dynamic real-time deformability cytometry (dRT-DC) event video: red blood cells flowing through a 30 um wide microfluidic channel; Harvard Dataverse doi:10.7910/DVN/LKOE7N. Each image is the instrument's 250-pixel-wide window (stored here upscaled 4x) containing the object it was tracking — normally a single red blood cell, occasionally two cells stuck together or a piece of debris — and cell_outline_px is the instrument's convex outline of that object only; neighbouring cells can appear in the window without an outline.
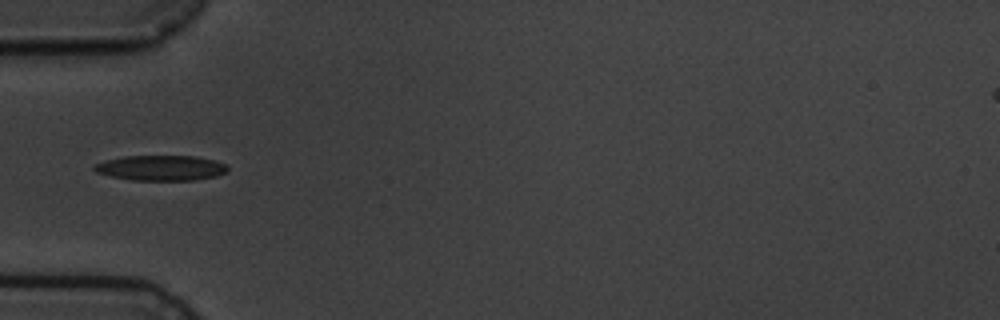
{"species": "common noctule bat (a hibernating species)", "species_latin": "Nyctalus noctula", "temperature_condition": "cold", "stored_images_in_passage": 8, "camera_frame_rate_fps": 3000, "um_per_image_px": 0.085, "animal": {"sex": "male", "body_mass_g": 19.5, "forearm_length_mm": 54.6}, "frame": {"image": 1, "passage_image": 2, "time_ms": 1.0, "image_size_px": [1000, 320], "cell_outline_px": [[228, 172], [216, 176], [192, 180], [132, 180], [112, 176], [96, 172], [92, 168], [96, 164], [104, 160], [124, 156], [196, 156], [216, 160], [228, 164]], "centroid_in_image_um": [13.72, 14.26], "position_along_channel_um": 71.3, "area_um2": 19.71}}
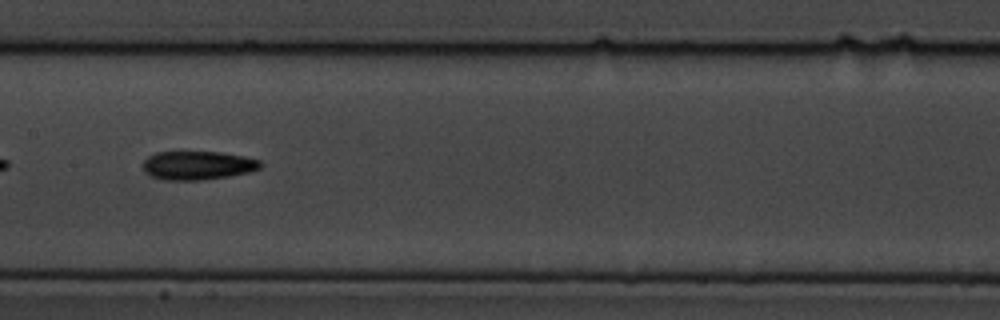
{"frame": {"image": 2, "passage_image": 5, "time_ms": 4.333, "image_size_px": [1000, 320], "cell_outline_px": [[264, 164], [260, 168], [248, 172], [228, 176], [200, 180], [164, 180], [152, 176], [144, 172], [144, 160], [148, 156], [156, 152], [220, 152], [244, 156], [260, 160]], "centroid_in_image_um": [16.81, 14.05], "position_along_channel_um": 190.6, "area_um2": 19.59}}
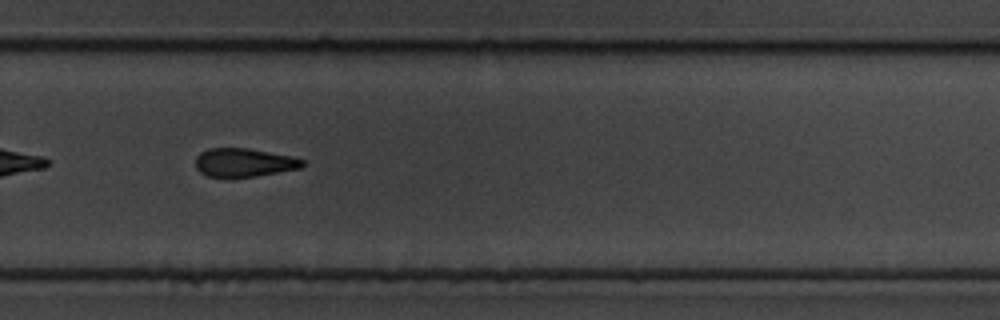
{"frame": {"image": 3, "passage_image": 8, "time_ms": 7.667, "image_size_px": [1000, 320], "cell_outline_px": [[304, 164], [300, 168], [256, 176], [208, 176], [200, 172], [196, 168], [196, 156], [200, 152], [208, 148], [248, 148], [288, 156], [304, 160]], "centroid_in_image_um": [20.7, 13.8], "position_along_channel_um": 309.1, "area_um2": 17.4}}